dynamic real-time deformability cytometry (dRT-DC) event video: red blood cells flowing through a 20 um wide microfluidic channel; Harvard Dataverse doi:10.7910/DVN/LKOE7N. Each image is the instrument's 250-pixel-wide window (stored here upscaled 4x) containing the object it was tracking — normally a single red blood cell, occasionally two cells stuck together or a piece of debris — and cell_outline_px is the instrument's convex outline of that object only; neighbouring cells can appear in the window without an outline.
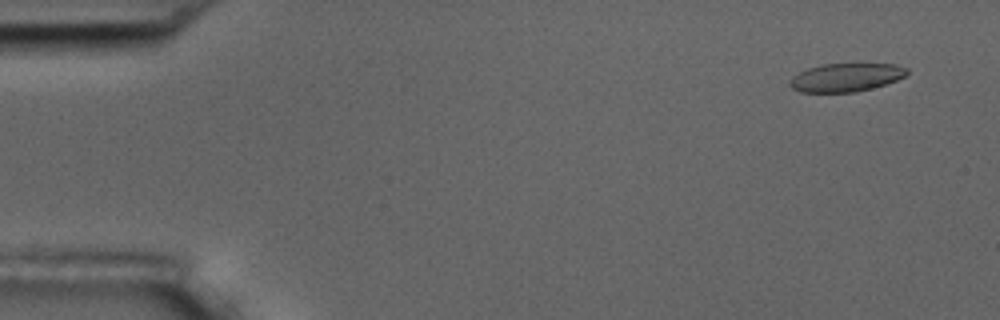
{"species": "common noctule bat (a hibernating species)", "species_latin": "Nyctalus noctula", "temperature_condition": "room temperature", "stored_images_in_passage": 4, "camera_frame_rate_fps": 3000, "um_per_image_px": 0.085, "animal": {"sex": "male", "body_mass_g": 17.5, "forearm_length_mm": 52.3}, "frame": {"image": 1, "passage_image": 1, "time_ms": 0.0, "image_size_px": [1000, 320], "cell_outline_px": [[908, 72], [904, 76], [896, 80], [872, 88], [852, 92], [800, 92], [792, 88], [788, 84], [792, 76], [808, 68], [824, 64], [896, 64], [908, 68]], "centroid_in_image_um": [71.89, 6.58], "position_along_channel_um": 13.1, "area_um2": 19.19}}